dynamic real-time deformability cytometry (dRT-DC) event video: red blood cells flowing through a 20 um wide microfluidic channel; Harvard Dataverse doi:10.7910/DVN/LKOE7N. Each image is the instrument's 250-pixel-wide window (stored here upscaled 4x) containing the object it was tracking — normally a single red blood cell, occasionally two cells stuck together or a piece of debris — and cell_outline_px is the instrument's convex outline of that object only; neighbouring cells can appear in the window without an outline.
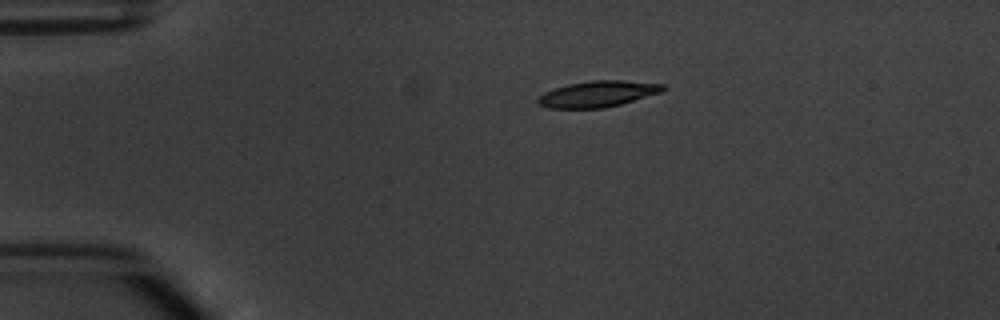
{"species": "common noctule bat (a hibernating species)", "species_latin": "Nyctalus noctula", "temperature_condition": "warm", "stored_images_in_passage": 4, "camera_frame_rate_fps": 3000, "um_per_image_px": 0.085, "animal": {"sex": "male", "body_mass_g": 20.1, "forearm_length_mm": 53.5}, "frame": {"image": 1, "passage_image": 2, "time_ms": 1.333, "image_size_px": [1000, 320], "cell_outline_px": [[664, 88], [660, 92], [620, 104], [604, 108], [548, 108], [540, 104], [536, 100], [544, 92], [568, 84], [592, 80], [624, 80], [664, 84]], "centroid_in_image_um": [50.79, 7.98], "position_along_channel_um": 34.2, "area_um2": 18.73}}
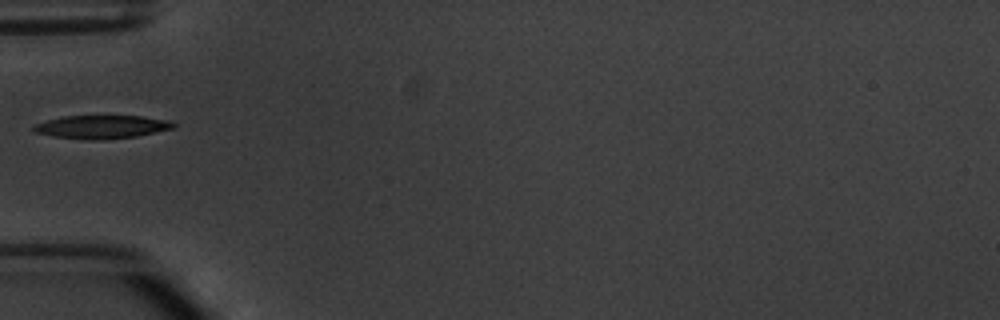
{"frame": {"image": 2, "passage_image": 4, "time_ms": 3.667, "image_size_px": [1000, 320], "cell_outline_px": [[176, 128], [136, 136], [104, 140], [88, 140], [52, 136], [36, 132], [32, 128], [36, 124], [48, 120], [64, 116], [140, 116], [172, 120], [176, 124]], "centroid_in_image_um": [8.71, 10.79], "position_along_channel_um": 76.3, "area_um2": 19.02}}